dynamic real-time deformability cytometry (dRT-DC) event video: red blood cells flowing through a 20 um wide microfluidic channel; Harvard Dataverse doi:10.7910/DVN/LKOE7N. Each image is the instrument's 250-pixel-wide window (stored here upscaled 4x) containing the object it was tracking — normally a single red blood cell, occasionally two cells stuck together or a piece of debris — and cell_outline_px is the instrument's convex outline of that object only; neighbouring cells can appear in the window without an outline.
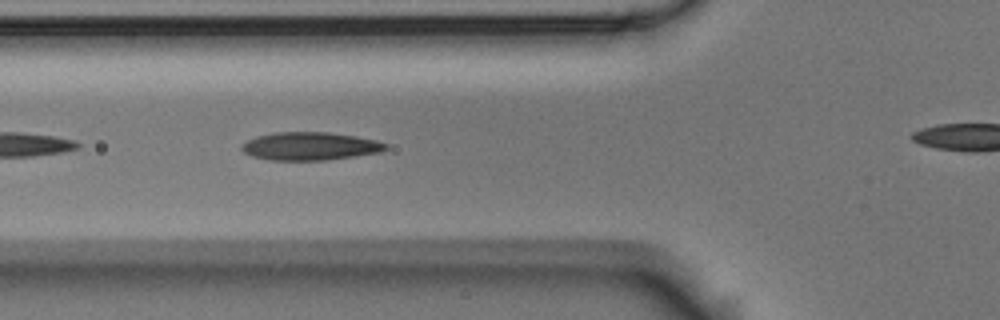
{"species": "Egyptian fruit bat (a non-hibernating species)", "species_latin": "Rousettus aegyptiacus", "temperature_condition": "room temperature", "stored_images_in_passage": 7, "segment_of_instrument_passage": [1, 2], "camera_frame_rate_fps": 3000, "um_per_image_px": 0.085, "animal": {"sex": "male"}, "frame": {"image": 1, "passage_image": 6, "time_ms": 1.667, "image_size_px": [1000, 320], "cell_outline_px": [[388, 148], [380, 152], [356, 156], [328, 160], [272, 160], [252, 156], [244, 152], [240, 148], [248, 140], [256, 136], [276, 132], [328, 132], [356, 136], [376, 140], [388, 144]], "centroid_in_image_um": [26.38, 12.42], "position_along_channel_um": 99.4, "area_um2": 23.52}}